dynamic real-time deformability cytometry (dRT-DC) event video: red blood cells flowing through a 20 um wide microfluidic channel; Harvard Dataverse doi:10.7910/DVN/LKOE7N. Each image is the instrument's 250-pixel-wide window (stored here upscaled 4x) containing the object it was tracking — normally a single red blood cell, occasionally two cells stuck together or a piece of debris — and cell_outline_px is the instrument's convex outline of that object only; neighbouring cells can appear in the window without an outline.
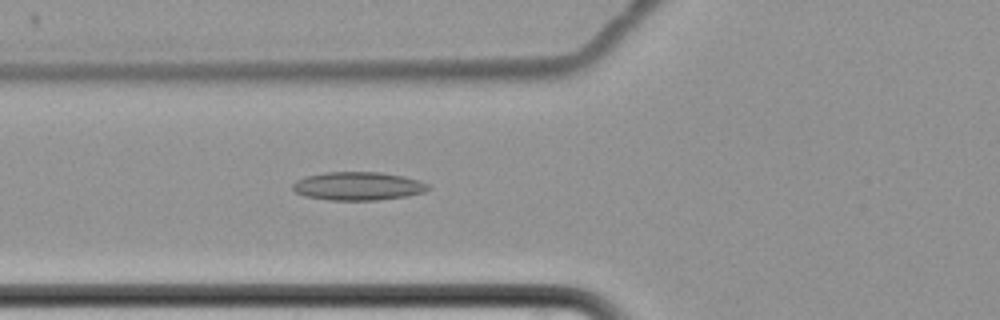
{"species": "common noctule bat (a hibernating species)", "species_latin": "Nyctalus noctula", "temperature_condition": "cold", "stored_images_in_passage": 7, "camera_frame_rate_fps": 3000, "um_per_image_px": 0.085, "animal": {"sex": "female", "body_mass_g": 22.7, "forearm_length_mm": 54.2}, "frame": {"image": 1, "passage_image": 7, "time_ms": 8.0, "image_size_px": [1000, 320], "cell_outline_px": [[428, 188], [424, 192], [408, 196], [376, 200], [328, 200], [304, 196], [296, 192], [292, 188], [292, 184], [296, 180], [304, 176], [324, 172], [380, 172], [404, 176], [420, 180], [428, 184]], "centroid_in_image_um": [30.41, 15.81], "position_along_channel_um": 95.4, "area_um2": 22.54}}